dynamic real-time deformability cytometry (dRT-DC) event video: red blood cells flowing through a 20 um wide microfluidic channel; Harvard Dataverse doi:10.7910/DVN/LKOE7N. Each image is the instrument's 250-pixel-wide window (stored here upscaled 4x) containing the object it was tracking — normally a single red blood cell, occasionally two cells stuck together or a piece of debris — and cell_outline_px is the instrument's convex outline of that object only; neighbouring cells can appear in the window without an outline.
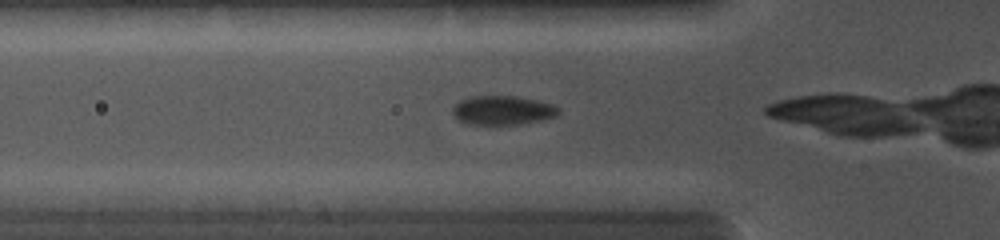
{"species": "common noctule bat (a hibernating species)", "species_latin": "Nyctalus noctula", "temperature_condition": "cold", "stored_images_in_passage": 15, "camera_frame_rate_fps": 5000, "um_per_image_px": 0.085, "animal": {"sex": "female", "body_mass_g": 19.0, "forearm_length_mm": 56.7}, "frame": {"image": 1, "passage_image": 3, "time_ms": 0.8, "image_size_px": [1000, 240], "cell_outline_px": [[560, 112], [556, 116], [540, 120], [520, 124], [468, 124], [460, 120], [452, 112], [452, 108], [460, 100], [472, 96], [516, 96], [536, 100], [552, 104], [560, 108]], "centroid_in_image_um": [42.74, 9.37], "position_along_channel_um": 83.1, "area_um2": 17.8}}